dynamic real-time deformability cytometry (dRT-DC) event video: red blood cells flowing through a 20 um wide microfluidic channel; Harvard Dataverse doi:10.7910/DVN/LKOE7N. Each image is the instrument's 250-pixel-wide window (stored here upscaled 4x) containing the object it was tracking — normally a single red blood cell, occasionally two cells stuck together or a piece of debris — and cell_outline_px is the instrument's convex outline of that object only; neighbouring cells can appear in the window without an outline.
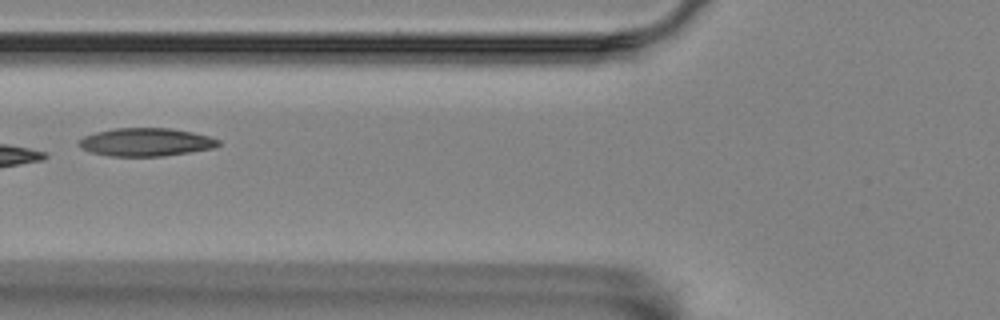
{"species": "Egyptian fruit bat (a non-hibernating species)", "species_latin": "Rousettus aegyptiacus", "temperature_condition": "room temperature", "stored_images_in_passage": 6, "camera_frame_rate_fps": 3000, "um_per_image_px": 0.085, "animal": {"sex": "female"}, "frame": {"image": 1, "passage_image": 6, "time_ms": 1.667, "image_size_px": [1000, 320], "cell_outline_px": [[220, 144], [216, 148], [164, 156], [112, 156], [92, 152], [80, 148], [76, 144], [84, 136], [96, 132], [112, 128], [168, 128], [192, 132], [208, 136], [220, 140]], "centroid_in_image_um": [12.4, 12.08], "position_along_channel_um": 113.4, "area_um2": 22.89}}